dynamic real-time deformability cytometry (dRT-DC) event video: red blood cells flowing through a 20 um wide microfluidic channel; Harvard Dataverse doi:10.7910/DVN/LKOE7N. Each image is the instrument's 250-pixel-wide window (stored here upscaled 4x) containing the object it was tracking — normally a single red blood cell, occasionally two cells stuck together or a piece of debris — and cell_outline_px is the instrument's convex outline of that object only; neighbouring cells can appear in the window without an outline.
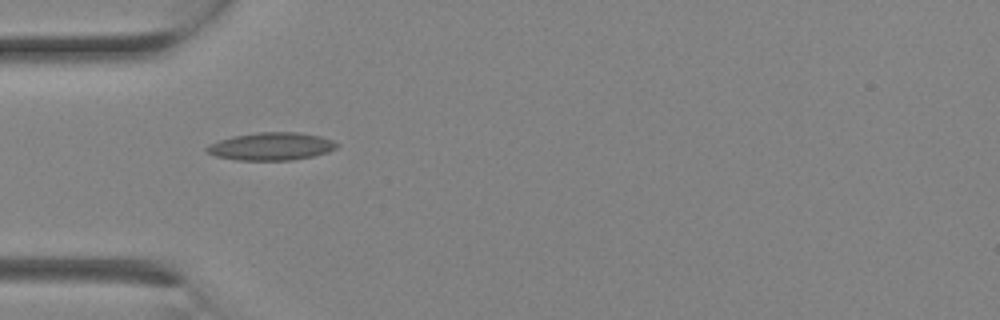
{"species": "Egyptian fruit bat (a non-hibernating species)", "species_latin": "Rousettus aegyptiacus", "temperature_condition": "room temperature", "stored_images_in_passage": 2, "camera_frame_rate_fps": 3000, "um_per_image_px": 0.085, "animal": {"sex": "female"}, "frame": {"image": 1, "passage_image": 2, "time_ms": 0.333, "image_size_px": [1000, 320], "cell_outline_px": [[340, 144], [336, 148], [328, 152], [312, 156], [292, 160], [236, 160], [216, 156], [208, 152], [204, 148], [208, 144], [232, 136], [260, 132], [300, 132], [320, 136], [332, 140]], "centroid_in_image_um": [23.06, 12.44], "position_along_channel_um": 61.9, "area_um2": 21.04}}